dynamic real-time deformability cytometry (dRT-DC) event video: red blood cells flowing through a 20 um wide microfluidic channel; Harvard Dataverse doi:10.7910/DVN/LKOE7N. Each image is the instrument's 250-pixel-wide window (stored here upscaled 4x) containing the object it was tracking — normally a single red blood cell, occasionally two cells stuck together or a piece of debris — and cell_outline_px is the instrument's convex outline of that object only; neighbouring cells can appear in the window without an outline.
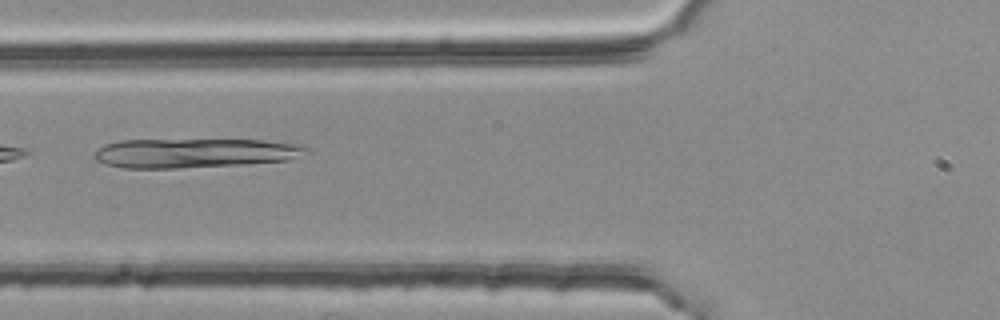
{"species": "common noctule bat (a hibernating species)", "species_latin": "Nyctalus noctula", "temperature_condition": "room temperature", "stored_images_in_passage": 2, "camera_frame_rate_fps": 3000, "um_per_image_px": 0.085, "animal": {"sex": "female", "body_mass_g": 25.1}, "frame": {"image": 1, "passage_image": 2, "time_ms": 0.333, "image_size_px": [1000, 320], "cell_outline_px": [[308, 148], [288, 160], [240, 164], [176, 168], [124, 168], [104, 164], [96, 160], [92, 156], [104, 144], [120, 140], [264, 140], [292, 144]], "centroid_in_image_um": [16.38, 13.01], "position_along_channel_um": 109.4, "area_um2": 35.55}}